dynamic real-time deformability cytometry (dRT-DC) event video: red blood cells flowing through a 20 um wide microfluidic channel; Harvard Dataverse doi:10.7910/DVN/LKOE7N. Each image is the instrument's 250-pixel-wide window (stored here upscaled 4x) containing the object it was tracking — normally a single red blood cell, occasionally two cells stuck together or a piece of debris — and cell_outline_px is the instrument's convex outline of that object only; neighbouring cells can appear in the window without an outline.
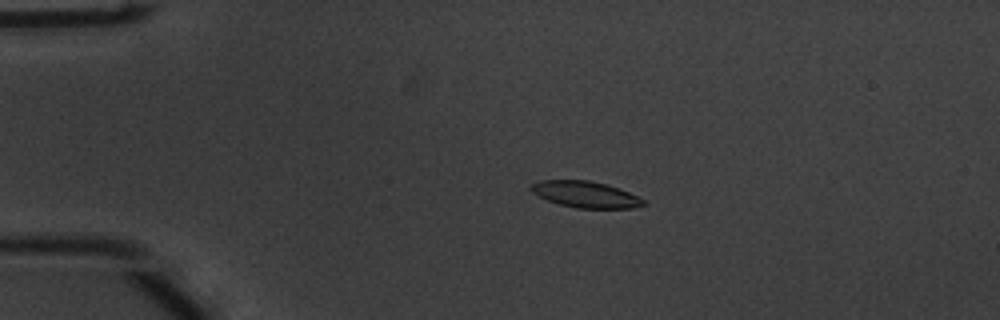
{"species": "common noctule bat (a hibernating species)", "species_latin": "Nyctalus noctula", "temperature_condition": "warm", "stored_images_in_passage": 54, "camera_frame_rate_fps": 3000, "um_per_image_px": 0.085, "animal": {"sex": "male", "body_mass_g": 20.1, "forearm_length_mm": 53.5}, "frame": {"image": 1, "passage_image": 12, "time_ms": 3.667, "image_size_px": [1000, 320], "cell_outline_px": [[648, 204], [632, 208], [576, 208], [560, 204], [548, 200], [532, 192], [528, 188], [532, 184], [540, 180], [588, 180], [608, 184], [628, 192], [644, 200]], "centroid_in_image_um": [49.77, 16.52], "position_along_channel_um": 35.2, "area_um2": 17.17}}
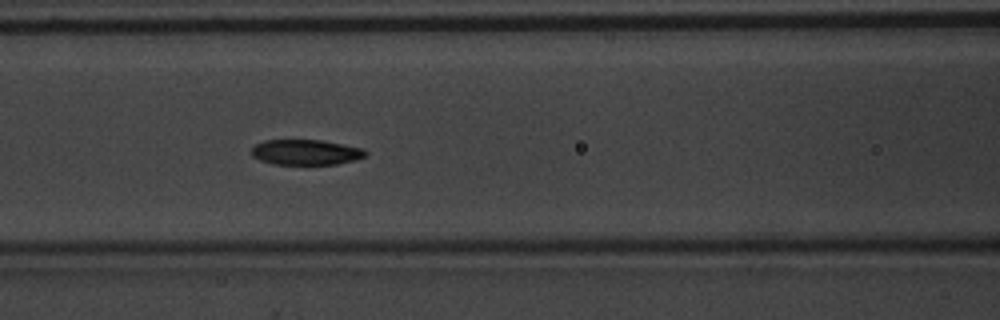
{"frame": {"image": 2, "passage_image": 24, "time_ms": 7.667, "image_size_px": [1000, 320], "cell_outline_px": [[368, 152], [364, 156], [356, 160], [336, 164], [272, 164], [260, 160], [252, 156], [252, 148], [256, 144], [264, 140], [320, 140], [364, 148]], "centroid_in_image_um": [26.0, 12.94], "position_along_channel_um": 140.6, "area_um2": 16.82}}
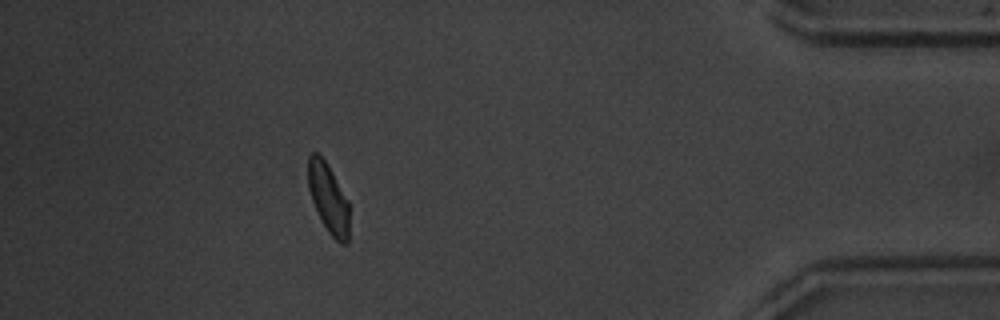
{"frame": {"image": 3, "passage_image": 49, "time_ms": 16.0, "image_size_px": [1000, 320], "cell_outline_px": [[348, 244], [340, 244], [328, 232], [312, 200], [308, 188], [308, 156], [312, 152], [316, 152], [328, 164], [348, 200]], "centroid_in_image_um": [27.91, 16.83], "position_along_channel_um": 407.3, "area_um2": 16.47}, "authors_computed_cell_mechanics": {"area_um2": 17.4556, "velocity_mm_per_s": 3.7544, "shape_relaxation_time_tau1_ms": 2.885, "shape_relaxation_time_tau2_ms": 1.8351, "deformation_change_tau1": 0.1267, "deformation_change_tau2": 0.069}}